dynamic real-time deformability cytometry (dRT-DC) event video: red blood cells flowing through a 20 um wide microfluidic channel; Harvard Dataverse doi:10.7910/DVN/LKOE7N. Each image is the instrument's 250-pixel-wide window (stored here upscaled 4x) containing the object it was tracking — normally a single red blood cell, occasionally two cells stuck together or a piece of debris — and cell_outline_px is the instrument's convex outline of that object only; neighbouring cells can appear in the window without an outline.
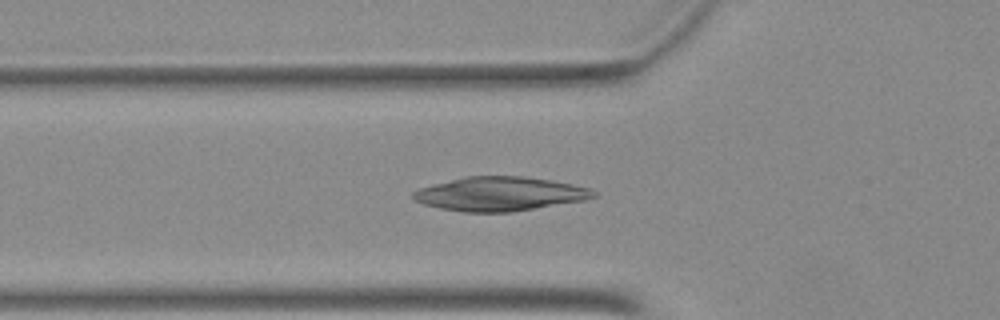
{"species": "Egyptian fruit bat (a non-hibernating species)", "species_latin": "Rousettus aegyptiacus", "temperature_condition": "warm", "stored_images_in_passage": 50, "camera_frame_rate_fps": 3000, "um_per_image_px": 0.085, "animal": {"sex": "female"}, "frame": {"image": 1, "passage_image": 17, "time_ms": 5.333, "image_size_px": [1000, 320], "cell_outline_px": [[596, 196], [584, 200], [512, 212], [464, 212], [440, 208], [424, 204], [416, 200], [412, 196], [412, 192], [420, 188], [432, 184], [464, 176], [524, 176], [572, 184], [592, 188], [596, 192]], "centroid_in_image_um": [42.48, 16.47], "position_along_channel_um": 83.3, "area_um2": 35.66}}
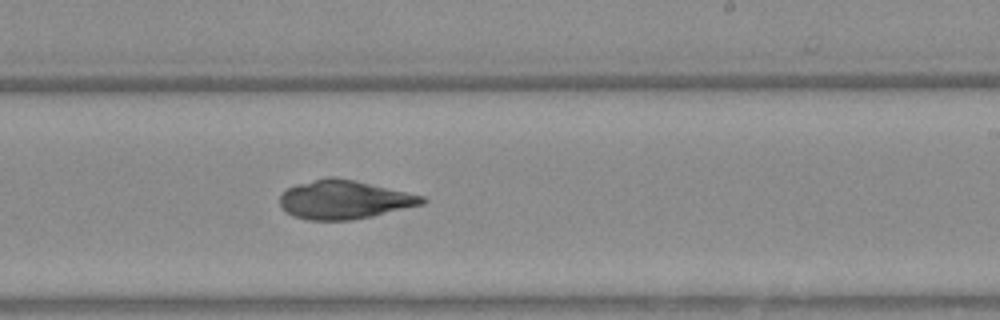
{"frame": {"image": 2, "passage_image": 30, "time_ms": 9.667, "image_size_px": [1000, 320], "cell_outline_px": [[428, 200], [424, 204], [372, 216], [352, 220], [308, 220], [292, 216], [280, 204], [280, 196], [288, 188], [296, 184], [328, 176], [336, 176], [424, 196]], "centroid_in_image_um": [29.26, 16.97], "position_along_channel_um": 259.7, "area_um2": 31.96}}
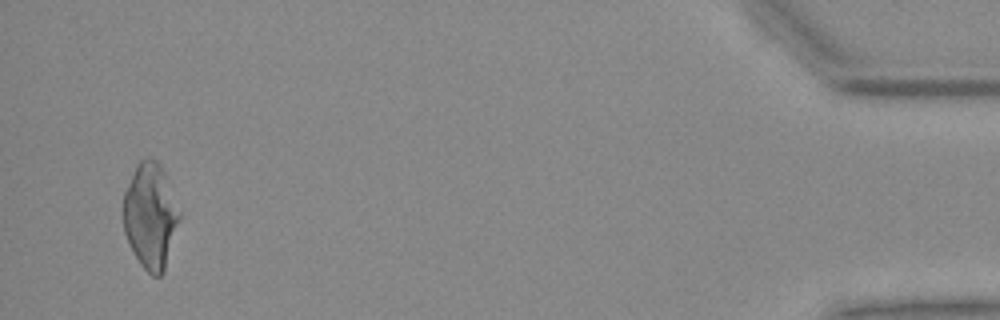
{"frame": {"image": 3, "passage_image": 48, "time_ms": 15.667, "image_size_px": [1000, 320], "cell_outline_px": [[180, 220], [164, 272], [160, 276], [152, 276], [140, 264], [124, 232], [124, 192], [136, 164], [140, 160], [148, 156], [156, 160], [160, 164], [164, 172], [180, 212]], "centroid_in_image_um": [12.8, 18.34], "position_along_channel_um": 422.4, "area_um2": 34.28}}